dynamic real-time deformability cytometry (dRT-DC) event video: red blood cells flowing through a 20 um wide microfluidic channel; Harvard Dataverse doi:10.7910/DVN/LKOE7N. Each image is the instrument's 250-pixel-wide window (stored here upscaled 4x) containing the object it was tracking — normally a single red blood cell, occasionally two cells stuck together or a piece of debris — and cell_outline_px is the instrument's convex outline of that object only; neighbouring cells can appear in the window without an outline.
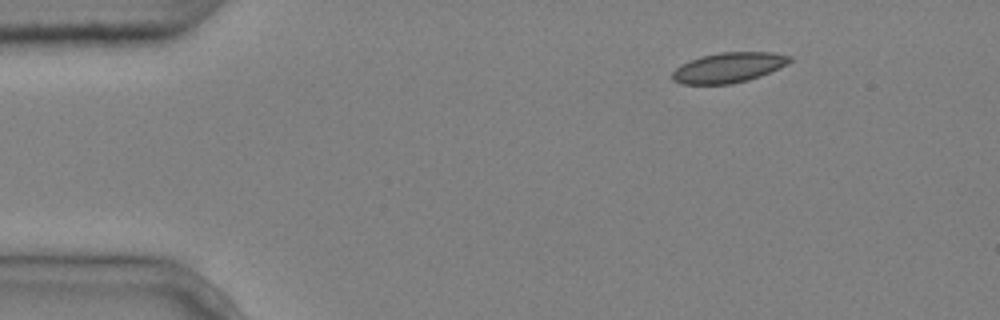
{"species": "common noctule bat (a hibernating species)", "species_latin": "Nyctalus noctula", "temperature_condition": "cold", "stored_images_in_passage": 2, "camera_frame_rate_fps": 3000, "um_per_image_px": 0.085, "animal": {"sex": "male", "body_mass_g": 20.4}, "frame": {"image": 1, "passage_image": 2, "time_ms": 0.333, "image_size_px": [1000, 320], "cell_outline_px": [[792, 60], [788, 64], [780, 68], [760, 76], [748, 80], [732, 84], [680, 84], [672, 80], [672, 72], [680, 64], [688, 60], [700, 56], [720, 52], [772, 52], [792, 56]], "centroid_in_image_um": [61.92, 5.74], "position_along_channel_um": 23.1, "area_um2": 20.87}}